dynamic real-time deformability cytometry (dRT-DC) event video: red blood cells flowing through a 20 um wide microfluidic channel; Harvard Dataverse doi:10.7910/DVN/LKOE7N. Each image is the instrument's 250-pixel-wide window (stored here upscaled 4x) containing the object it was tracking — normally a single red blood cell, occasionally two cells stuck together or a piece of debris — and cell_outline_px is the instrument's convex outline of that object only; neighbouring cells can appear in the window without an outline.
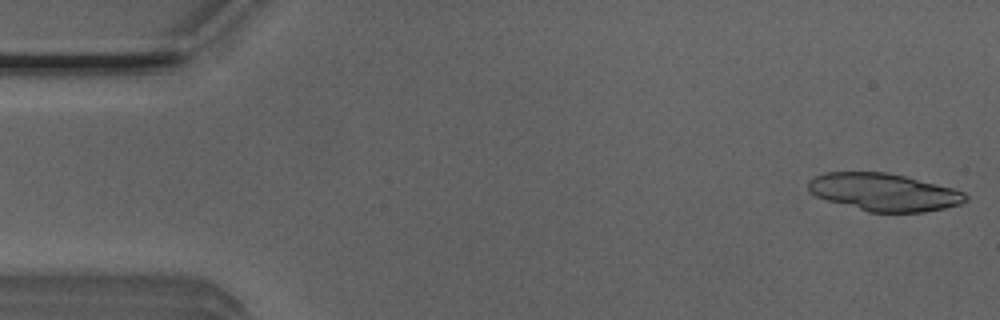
{"species": "Egyptian fruit bat (a non-hibernating species)", "species_latin": "Rousettus aegyptiacus", "temperature_condition": "room temperature", "stored_images_in_passage": 46, "camera_frame_rate_fps": 3000, "um_per_image_px": 0.085, "animal": {"sex": "male"}, "frame": {"image": 1, "passage_image": 1, "time_ms": 0.0, "image_size_px": [1000, 320], "cell_outline_px": [[968, 200], [960, 204], [944, 208], [924, 212], [868, 212], [828, 200], [816, 196], [808, 192], [808, 180], [824, 172], [884, 172], [904, 176], [952, 188], [964, 192], [968, 196]], "centroid_in_image_um": [75.12, 16.33], "position_along_channel_um": 9.9, "area_um2": 34.28}}
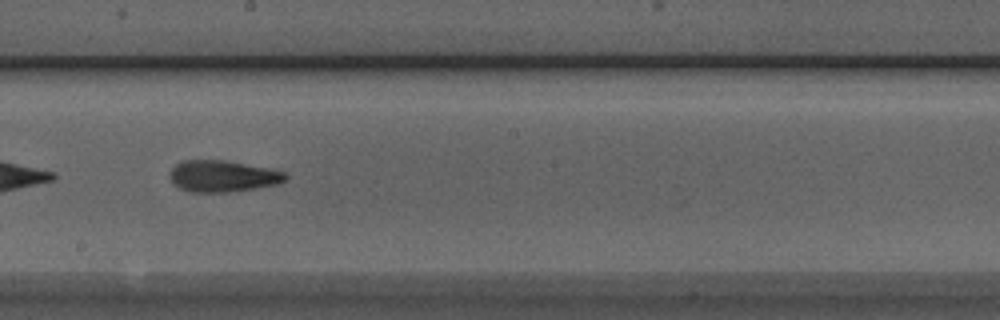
{"frame": {"image": 2, "passage_image": 28, "time_ms": 9.0, "image_size_px": [1000, 320], "cell_outline_px": [[288, 176], [284, 180], [276, 184], [228, 192], [188, 192], [172, 184], [168, 176], [168, 172], [180, 160], [224, 160], [284, 172]], "centroid_in_image_um": [18.8, 14.97], "position_along_channel_um": 229.4, "area_um2": 21.04}}
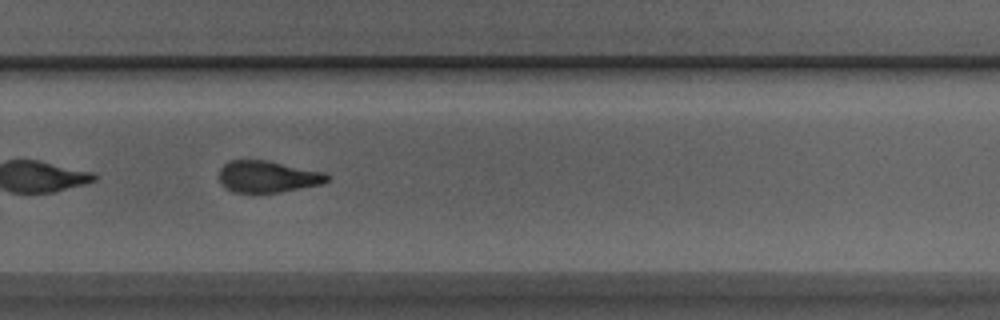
{"frame": {"image": 3, "passage_image": 34, "time_ms": 11.0, "image_size_px": [1000, 320], "cell_outline_px": [[332, 176], [328, 180], [320, 184], [280, 192], [232, 192], [224, 188], [220, 180], [220, 168], [228, 160], [268, 160], [324, 172]], "centroid_in_image_um": [22.74, 15.0], "position_along_channel_um": 307.1, "area_um2": 19.94}, "authors_computed_cell_mechanics": {"area_um2": 21.4727, "velocity_mm_per_s": 3.9174, "shape_relaxation_time_tau1_ms": 8.506, "shape_relaxation_time_tau2_ms": 3.0676, "deformation_change_tau1": 0.2305, "deformation_change_tau2": 0.1234}}